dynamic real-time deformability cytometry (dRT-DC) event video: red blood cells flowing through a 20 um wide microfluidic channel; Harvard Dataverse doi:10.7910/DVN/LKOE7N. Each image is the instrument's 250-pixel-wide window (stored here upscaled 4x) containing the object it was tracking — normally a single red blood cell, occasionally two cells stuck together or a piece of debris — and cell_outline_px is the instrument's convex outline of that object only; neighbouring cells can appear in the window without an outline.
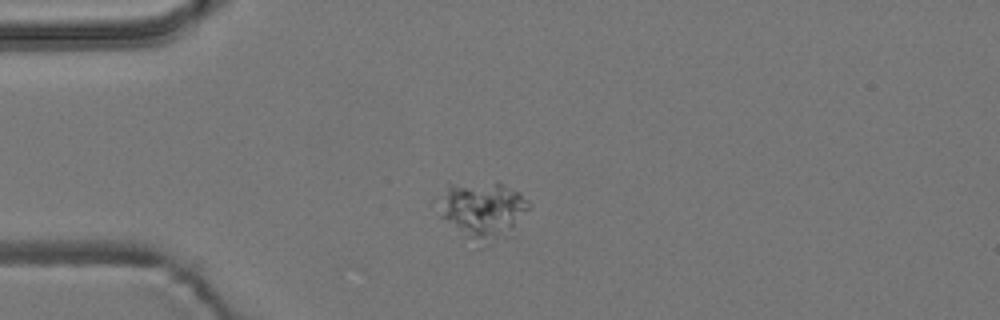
{"species": "common noctule bat (a hibernating species)", "species_latin": "Nyctalus noctula", "temperature_condition": "room temperature", "stored_images_in_passage": 2, "camera_frame_rate_fps": 3000, "um_per_image_px": 0.085, "animal": {"sex": "male", "body_mass_g": 19.2, "forearm_length_mm": 51.8}, "frame": {"image": 1, "passage_image": 1, "time_ms": 0.0, "image_size_px": [1000, 320], "cell_outline_px": [[532, 204], [512, 236], [480, 248], [440, 216], [448, 184], [496, 180], [520, 192]], "centroid_in_image_um": [41.17, 17.89], "position_along_channel_um": 43.8, "area_um2": 30.69}}